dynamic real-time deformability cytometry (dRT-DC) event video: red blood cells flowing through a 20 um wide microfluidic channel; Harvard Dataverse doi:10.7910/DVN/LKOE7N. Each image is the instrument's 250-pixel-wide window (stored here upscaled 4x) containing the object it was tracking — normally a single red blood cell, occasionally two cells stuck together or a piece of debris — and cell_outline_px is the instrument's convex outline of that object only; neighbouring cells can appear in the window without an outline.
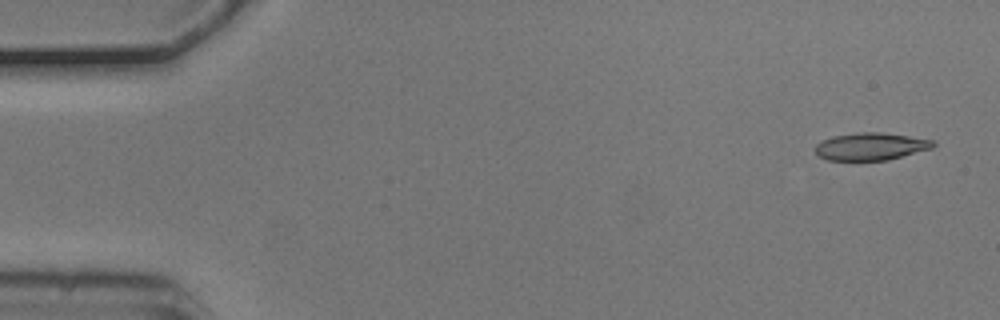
{"species": "common noctule bat (a hibernating species)", "species_latin": "Nyctalus noctula", "temperature_condition": "cold", "stored_images_in_passage": 9, "camera_frame_rate_fps": 3000, "um_per_image_px": 0.085, "animal": {"sex": "male", "body_mass_g": 20.5, "forearm_length_mm": 52.5}, "frame": {"image": 1, "passage_image": 1, "time_ms": 0.0, "image_size_px": [1000, 320], "cell_outline_px": [[936, 144], [932, 148], [888, 160], [828, 160], [816, 156], [816, 144], [832, 136], [860, 132], [880, 132], [908, 136], [932, 140]], "centroid_in_image_um": [74.0, 12.45], "position_along_channel_um": 11.0, "area_um2": 18.73}}
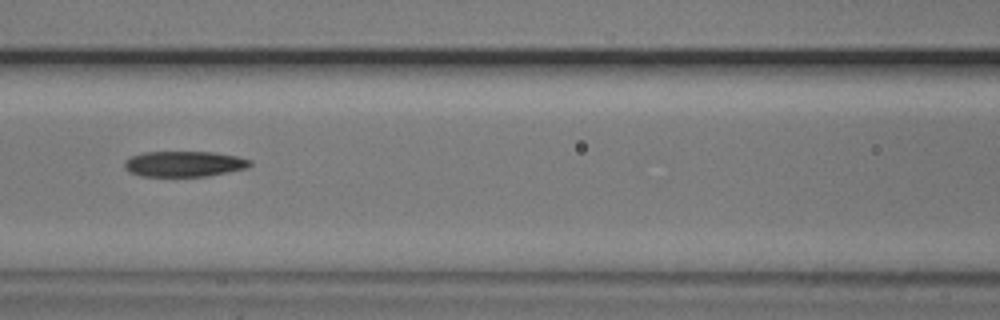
{"frame": {"image": 2, "passage_image": 7, "time_ms": 2.0, "image_size_px": [1000, 320], "cell_outline_px": [[252, 164], [248, 168], [208, 176], [140, 176], [128, 172], [124, 168], [124, 160], [128, 156], [144, 152], [216, 152], [236, 156], [252, 160]], "centroid_in_image_um": [15.63, 13.93], "position_along_channel_um": 151.0, "area_um2": 19.02}}